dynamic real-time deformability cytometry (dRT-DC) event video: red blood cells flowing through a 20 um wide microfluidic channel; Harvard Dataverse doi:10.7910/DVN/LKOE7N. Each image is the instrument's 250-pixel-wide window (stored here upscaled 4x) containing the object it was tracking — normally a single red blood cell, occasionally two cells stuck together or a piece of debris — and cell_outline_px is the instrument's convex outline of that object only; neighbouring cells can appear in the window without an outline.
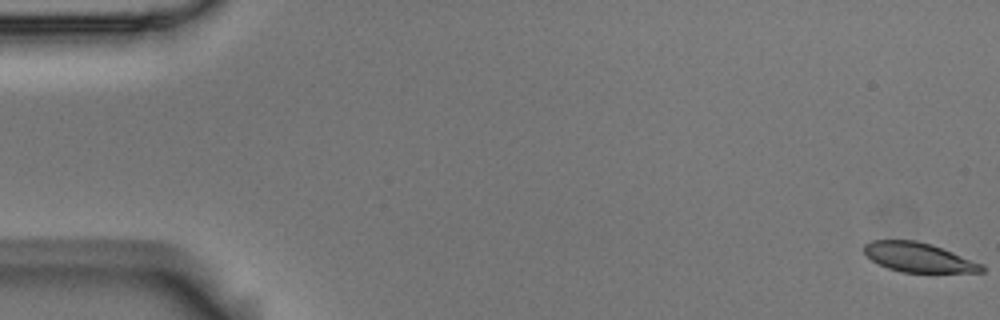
{"species": "Egyptian fruit bat (a non-hibernating species)", "species_latin": "Rousettus aegyptiacus", "temperature_condition": "room temperature", "stored_images_in_passage": 6, "camera_frame_rate_fps": 3000, "um_per_image_px": 0.085, "animal": {"sex": "male"}, "frame": {"image": 1, "passage_image": 1, "time_ms": 0.0, "image_size_px": [1000, 320], "cell_outline_px": [[984, 272], [900, 272], [888, 268], [872, 260], [864, 252], [864, 244], [872, 240], [916, 240], [932, 244], [984, 264]], "centroid_in_image_um": [78.09, 21.87], "position_along_channel_um": 6.9, "area_um2": 20.11}}
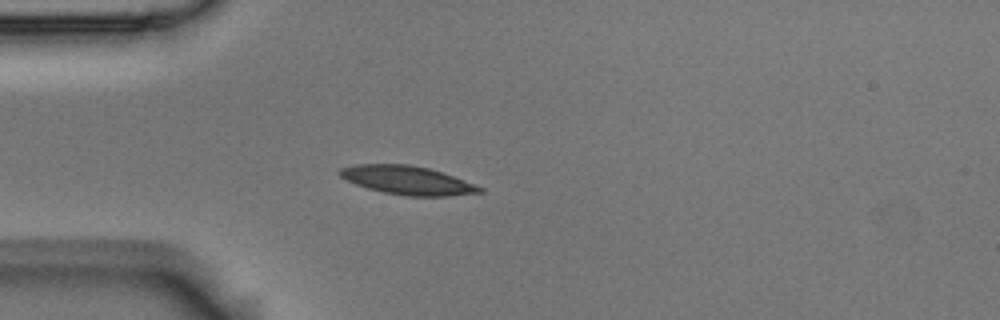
{"frame": {"image": 2, "passage_image": 5, "time_ms": 1.333, "image_size_px": [1000, 320], "cell_outline_px": [[484, 192], [448, 196], [404, 196], [384, 192], [368, 188], [356, 184], [340, 176], [336, 172], [340, 168], [356, 164], [408, 164], [428, 168], [452, 176], [484, 188]], "centroid_in_image_um": [34.6, 15.32], "position_along_channel_um": 50.4, "area_um2": 23.12}}